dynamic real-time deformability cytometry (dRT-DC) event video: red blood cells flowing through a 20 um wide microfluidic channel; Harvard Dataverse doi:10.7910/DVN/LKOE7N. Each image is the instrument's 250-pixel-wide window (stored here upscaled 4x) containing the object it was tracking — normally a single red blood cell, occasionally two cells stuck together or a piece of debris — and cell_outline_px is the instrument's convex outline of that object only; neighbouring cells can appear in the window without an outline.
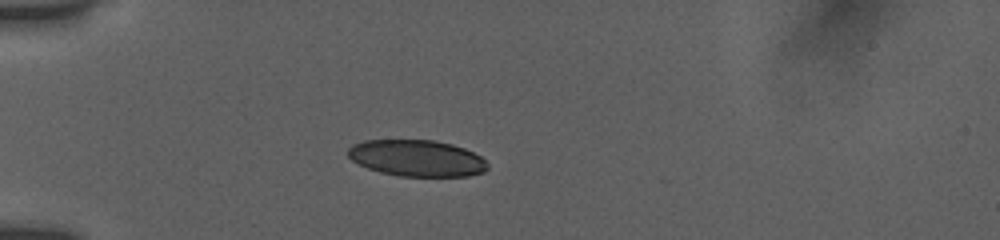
{"species": "human", "species_latin": "Homo sapiens", "temperature_condition": "room temperature", "stored_images_in_passage": 9, "camera_frame_rate_fps": 3000, "um_per_image_px": 0.085, "donor": {"sex": "female"}, "frame": {"image": 1, "passage_image": 1, "time_ms": 0.0, "image_size_px": [1000, 240], "cell_outline_px": [[488, 168], [484, 172], [468, 176], [400, 176], [380, 172], [368, 168], [352, 160], [348, 156], [348, 148], [352, 144], [364, 140], [432, 140], [452, 144], [464, 148], [480, 156], [488, 164]], "centroid_in_image_um": [35.43, 13.44], "position_along_channel_um": 49.6, "area_um2": 29.59}}
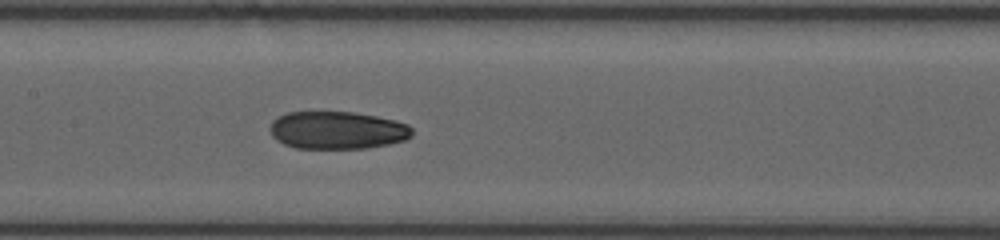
{"frame": {"image": 2, "passage_image": 7, "time_ms": 4.0, "image_size_px": [1000, 240], "cell_outline_px": [[412, 136], [404, 140], [388, 144], [368, 148], [296, 148], [284, 144], [276, 140], [272, 136], [268, 128], [272, 120], [288, 112], [352, 112], [376, 116], [396, 120], [408, 124], [412, 128]], "centroid_in_image_um": [28.66, 11.07], "position_along_channel_um": 178.7, "area_um2": 31.33}}
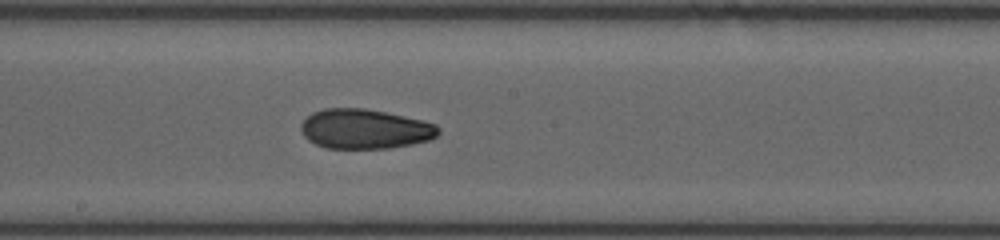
{"frame": {"image": 3, "passage_image": 9, "time_ms": 5.0, "image_size_px": [1000, 240], "cell_outline_px": [[440, 132], [432, 140], [412, 144], [388, 148], [324, 148], [308, 140], [304, 136], [300, 128], [300, 124], [312, 112], [324, 108], [364, 108], [424, 120], [436, 124], [440, 128]], "centroid_in_image_um": [31.03, 10.96], "position_along_channel_um": 217.2, "area_um2": 31.96}}